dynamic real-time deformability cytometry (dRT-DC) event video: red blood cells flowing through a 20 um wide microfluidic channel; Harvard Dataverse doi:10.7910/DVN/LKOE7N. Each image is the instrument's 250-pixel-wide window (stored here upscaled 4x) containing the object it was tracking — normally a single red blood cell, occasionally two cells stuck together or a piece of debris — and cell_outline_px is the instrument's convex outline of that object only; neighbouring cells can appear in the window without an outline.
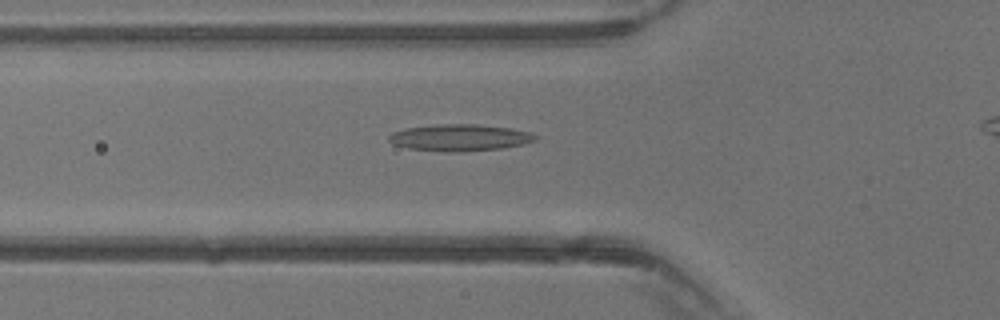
{"species": "common noctule bat (a hibernating species)", "species_latin": "Nyctalus noctula", "temperature_condition": "warm", "stored_images_in_passage": 31, "camera_frame_rate_fps": 3000, "um_per_image_px": 0.085, "animal": {"sex": "male", "body_mass_g": 13.3}, "frame": {"image": 1, "passage_image": 10, "time_ms": 3.0, "image_size_px": [1000, 320], "cell_outline_px": [[536, 140], [524, 144], [504, 148], [460, 152], [408, 148], [392, 144], [388, 140], [388, 136], [392, 132], [404, 128], [436, 124], [476, 124], [512, 128], [528, 132], [536, 136]], "centroid_in_image_um": [39.06, 11.69], "position_along_channel_um": 86.7, "area_um2": 22.77}}
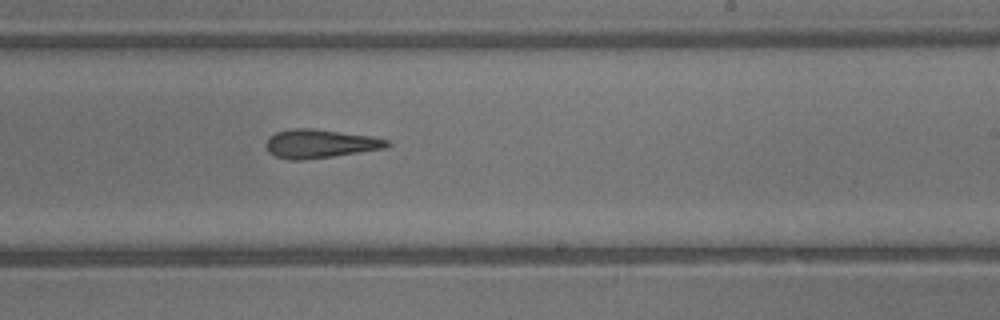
{"frame": {"image": 2, "passage_image": 20, "time_ms": 6.333, "image_size_px": [1000, 320], "cell_outline_px": [[392, 144], [384, 148], [332, 156], [304, 160], [288, 160], [276, 156], [268, 152], [268, 140], [276, 132], [292, 128], [312, 128], [372, 136], [388, 140]], "centroid_in_image_um": [27.22, 12.21], "position_along_channel_um": 261.8, "area_um2": 19.94}}
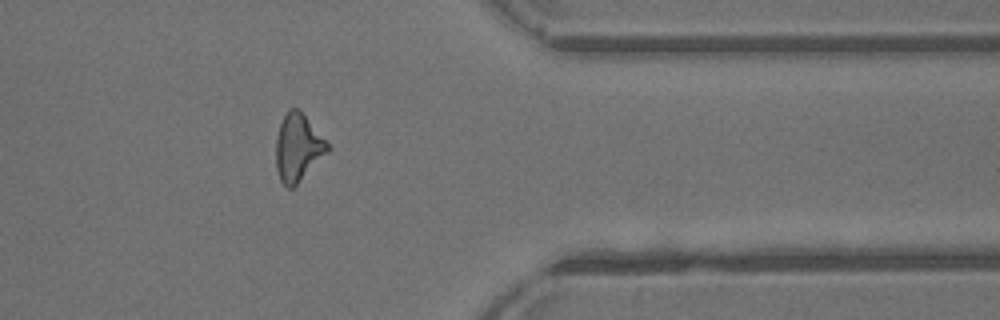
{"frame": {"image": 3, "passage_image": 28, "time_ms": 9.0, "image_size_px": [1000, 320], "cell_outline_px": [[332, 148], [292, 188], [288, 188], [280, 180], [276, 168], [276, 136], [280, 124], [288, 108], [300, 108]], "centroid_in_image_um": [25.32, 12.5], "position_along_channel_um": 386.1, "area_um2": 20.23}}